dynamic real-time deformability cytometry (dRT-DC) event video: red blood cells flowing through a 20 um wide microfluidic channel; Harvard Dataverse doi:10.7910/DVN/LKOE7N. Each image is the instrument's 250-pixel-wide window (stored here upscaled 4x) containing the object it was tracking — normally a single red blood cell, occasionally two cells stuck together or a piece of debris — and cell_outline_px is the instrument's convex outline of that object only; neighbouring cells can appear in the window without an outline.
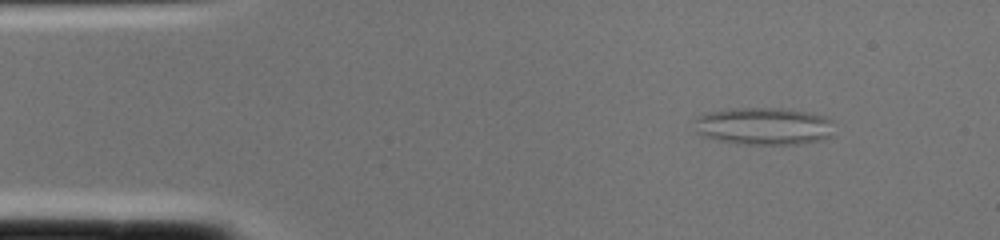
{"species": "common noctule bat (a hibernating species)", "species_latin": "Nyctalus noctula", "temperature_condition": "cold", "stored_images_in_passage": 3, "camera_frame_rate_fps": 3000, "um_per_image_px": 0.085, "animal": {"sex": "female", "body_mass_g": 22.0, "forearm_length_mm": 56.7}, "frame": {"image": 1, "passage_image": 3, "time_ms": 0.667, "image_size_px": [1000, 240], "cell_outline_px": [[832, 136], [820, 140], [796, 144], [744, 144], [720, 140], [700, 136], [696, 132], [692, 120], [696, 116], [704, 112], [728, 108], [780, 108], [812, 112], [824, 116], [832, 120]], "centroid_in_image_um": [64.86, 10.7], "position_along_channel_um": 20.1, "area_um2": 30.98}}